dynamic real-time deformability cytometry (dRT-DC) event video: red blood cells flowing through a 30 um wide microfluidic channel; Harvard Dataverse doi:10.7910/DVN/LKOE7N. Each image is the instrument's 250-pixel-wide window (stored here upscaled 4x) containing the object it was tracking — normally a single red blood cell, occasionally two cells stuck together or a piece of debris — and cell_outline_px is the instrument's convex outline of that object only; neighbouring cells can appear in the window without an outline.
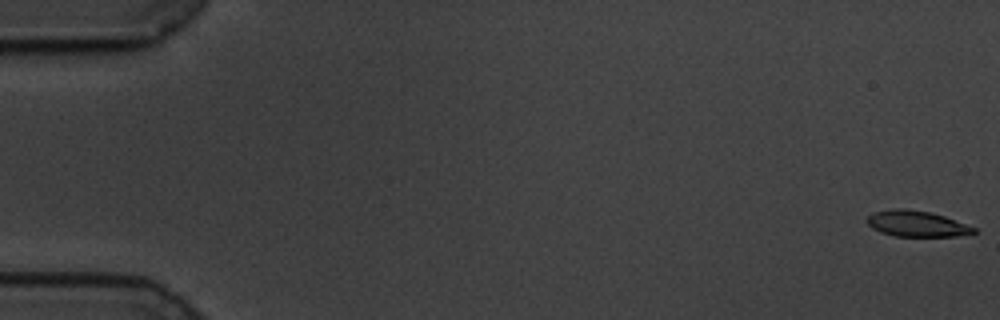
{"species": "common noctule bat (a hibernating species)", "species_latin": "Nyctalus noctula", "temperature_condition": "cold", "stored_images_in_passage": 57, "camera_frame_rate_fps": 3000, "um_per_image_px": 0.085, "animal": {"sex": "male", "body_mass_g": 19.5, "forearm_length_mm": 54.6}, "frame": {"image": 1, "passage_image": 1, "time_ms": 0.0, "image_size_px": [1000, 320], "cell_outline_px": [[976, 232], [956, 236], [896, 236], [880, 232], [872, 228], [868, 224], [868, 216], [872, 212], [892, 208], [904, 208], [928, 212], [944, 216], [976, 228]], "centroid_in_image_um": [77.88, 19.01], "position_along_channel_um": 7.1, "area_um2": 15.95}}
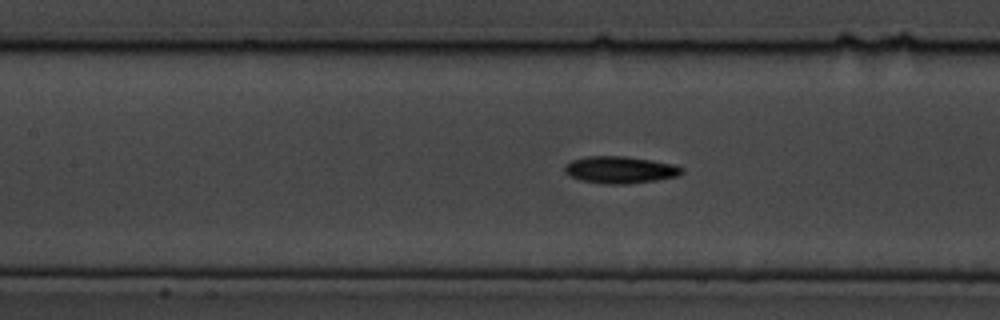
{"frame": {"image": 2, "passage_image": 27, "time_ms": 8.667, "image_size_px": [1000, 320], "cell_outline_px": [[684, 172], [676, 176], [656, 180], [628, 184], [604, 184], [580, 180], [564, 172], [564, 164], [572, 160], [584, 156], [624, 156], [652, 160], [672, 164], [684, 168]], "centroid_in_image_um": [52.68, 14.43], "position_along_channel_um": 154.7, "area_um2": 18.5}}
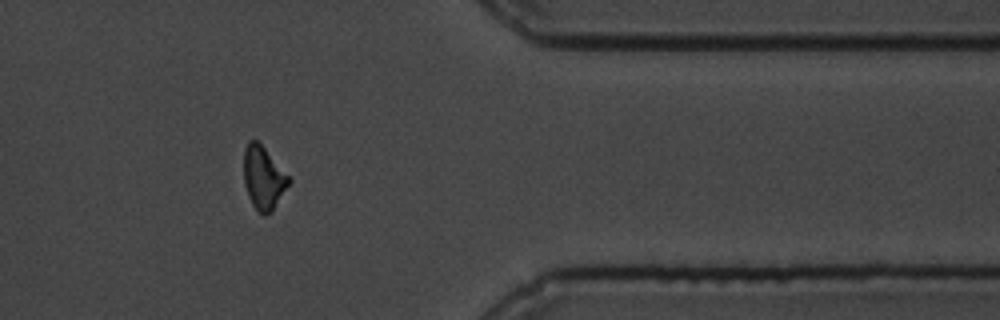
{"frame": {"image": 3, "passage_image": 49, "time_ms": 16.0, "image_size_px": [1000, 320], "cell_outline_px": [[292, 180], [272, 212], [264, 216], [252, 204], [248, 196], [244, 184], [244, 148], [248, 140], [256, 140], [264, 148]], "centroid_in_image_um": [22.38, 15.13], "position_along_channel_um": 389.0, "area_um2": 16.42}}